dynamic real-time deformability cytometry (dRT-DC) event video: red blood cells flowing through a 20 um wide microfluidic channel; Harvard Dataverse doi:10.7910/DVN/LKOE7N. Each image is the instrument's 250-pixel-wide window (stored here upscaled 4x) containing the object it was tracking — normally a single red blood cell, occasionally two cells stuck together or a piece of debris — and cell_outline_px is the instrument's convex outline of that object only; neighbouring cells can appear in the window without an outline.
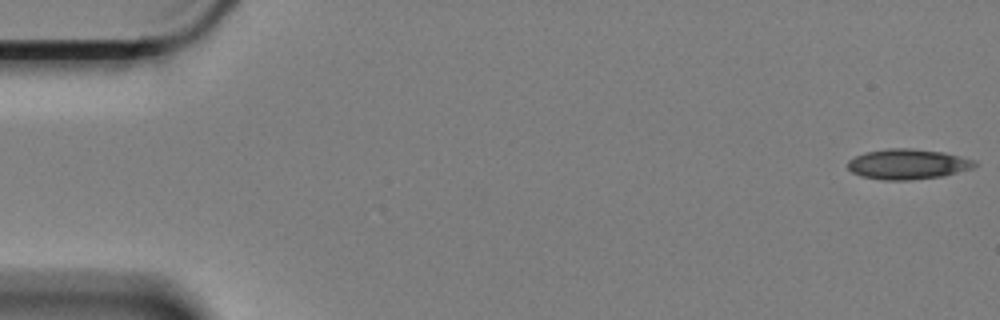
{"species": "Egyptian fruit bat (a non-hibernating species)", "species_latin": "Rousettus aegyptiacus", "temperature_condition": "cold", "stored_images_in_passage": 15, "camera_frame_rate_fps": 3000, "um_per_image_px": 0.085, "animal": {"sex": "female"}, "frame": {"image": 1, "passage_image": 1, "time_ms": 0.0, "image_size_px": [1000, 320], "cell_outline_px": [[976, 164], [972, 168], [944, 176], [912, 180], [884, 180], [860, 176], [852, 172], [848, 168], [848, 160], [864, 152], [888, 148], [912, 148], [944, 152], [976, 160]], "centroid_in_image_um": [77.15, 13.95], "position_along_channel_um": 7.8, "area_um2": 22.54}}
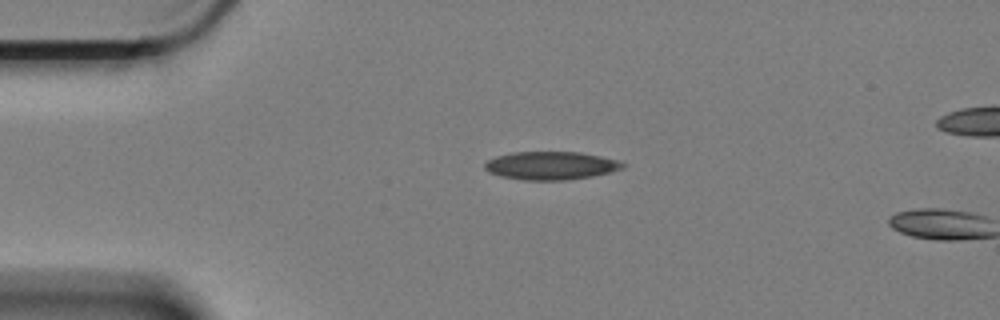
{"frame": {"image": 2, "passage_image": 13, "time_ms": 4.0, "image_size_px": [1000, 320], "cell_outline_px": [[628, 164], [624, 168], [612, 172], [592, 176], [564, 180], [524, 180], [500, 176], [488, 172], [484, 168], [484, 164], [488, 160], [496, 156], [512, 152], [580, 152], [620, 160]], "centroid_in_image_um": [46.86, 14.07], "position_along_channel_um": 38.1, "area_um2": 22.83}}